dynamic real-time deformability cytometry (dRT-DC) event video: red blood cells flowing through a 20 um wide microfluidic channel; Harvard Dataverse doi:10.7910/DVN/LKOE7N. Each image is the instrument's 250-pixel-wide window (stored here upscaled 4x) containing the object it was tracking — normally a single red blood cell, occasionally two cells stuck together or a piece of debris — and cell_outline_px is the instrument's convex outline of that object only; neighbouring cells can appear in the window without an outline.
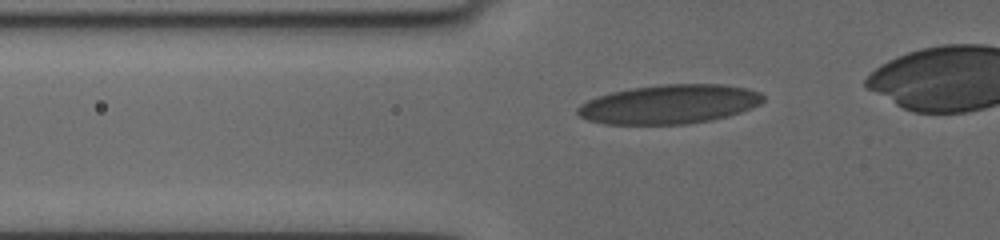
{"species": "human", "species_latin": "Homo sapiens", "temperature_condition": "cold", "stored_images_in_passage": 7, "camera_frame_rate_fps": 3000, "um_per_image_px": 0.085, "donor": {"sex": "female"}, "frame": {"image": 1, "passage_image": 5, "time_ms": 3.0, "image_size_px": [1000, 240], "cell_outline_px": [[764, 100], [760, 104], [740, 112], [728, 116], [712, 120], [688, 124], [604, 124], [588, 120], [580, 116], [576, 112], [576, 108], [580, 104], [588, 100], [612, 92], [632, 88], [660, 84], [720, 84], [748, 88], [760, 92], [764, 96]], "centroid_in_image_um": [56.91, 8.86], "position_along_channel_um": 68.9, "area_um2": 42.37}}